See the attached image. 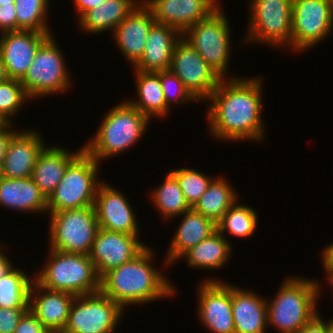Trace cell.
Instances as JSON below:
<instances>
[{
	"label": "cell",
	"mask_w": 333,
	"mask_h": 333,
	"mask_svg": "<svg viewBox=\"0 0 333 333\" xmlns=\"http://www.w3.org/2000/svg\"><path fill=\"white\" fill-rule=\"evenodd\" d=\"M14 333H50L40 320L28 309L18 322Z\"/></svg>",
	"instance_id": "f35d334b"
},
{
	"label": "cell",
	"mask_w": 333,
	"mask_h": 333,
	"mask_svg": "<svg viewBox=\"0 0 333 333\" xmlns=\"http://www.w3.org/2000/svg\"><path fill=\"white\" fill-rule=\"evenodd\" d=\"M28 308H1L0 333H14L18 322Z\"/></svg>",
	"instance_id": "74e56055"
},
{
	"label": "cell",
	"mask_w": 333,
	"mask_h": 333,
	"mask_svg": "<svg viewBox=\"0 0 333 333\" xmlns=\"http://www.w3.org/2000/svg\"><path fill=\"white\" fill-rule=\"evenodd\" d=\"M247 42L292 50V0H251ZM285 45V46H284Z\"/></svg>",
	"instance_id": "30bf717a"
},
{
	"label": "cell",
	"mask_w": 333,
	"mask_h": 333,
	"mask_svg": "<svg viewBox=\"0 0 333 333\" xmlns=\"http://www.w3.org/2000/svg\"><path fill=\"white\" fill-rule=\"evenodd\" d=\"M188 28L182 37L223 79L227 76L231 51V30L223 9ZM226 76V77H225Z\"/></svg>",
	"instance_id": "9c48e42d"
},
{
	"label": "cell",
	"mask_w": 333,
	"mask_h": 333,
	"mask_svg": "<svg viewBox=\"0 0 333 333\" xmlns=\"http://www.w3.org/2000/svg\"><path fill=\"white\" fill-rule=\"evenodd\" d=\"M49 248L89 255L99 229L94 205L49 214Z\"/></svg>",
	"instance_id": "52a82bcc"
},
{
	"label": "cell",
	"mask_w": 333,
	"mask_h": 333,
	"mask_svg": "<svg viewBox=\"0 0 333 333\" xmlns=\"http://www.w3.org/2000/svg\"><path fill=\"white\" fill-rule=\"evenodd\" d=\"M52 36L39 46L27 74L21 80L31 100L66 92L71 87V73L67 70L62 51Z\"/></svg>",
	"instance_id": "ba28073f"
},
{
	"label": "cell",
	"mask_w": 333,
	"mask_h": 333,
	"mask_svg": "<svg viewBox=\"0 0 333 333\" xmlns=\"http://www.w3.org/2000/svg\"><path fill=\"white\" fill-rule=\"evenodd\" d=\"M83 150L84 147L73 153L60 146H45L39 153L31 178L47 199L60 183L68 165Z\"/></svg>",
	"instance_id": "cb8c5ba5"
},
{
	"label": "cell",
	"mask_w": 333,
	"mask_h": 333,
	"mask_svg": "<svg viewBox=\"0 0 333 333\" xmlns=\"http://www.w3.org/2000/svg\"><path fill=\"white\" fill-rule=\"evenodd\" d=\"M182 34L170 25L154 23L146 40L141 58L133 65L134 70L158 72L170 70L173 49Z\"/></svg>",
	"instance_id": "7402d4cb"
},
{
	"label": "cell",
	"mask_w": 333,
	"mask_h": 333,
	"mask_svg": "<svg viewBox=\"0 0 333 333\" xmlns=\"http://www.w3.org/2000/svg\"><path fill=\"white\" fill-rule=\"evenodd\" d=\"M47 146L36 130L16 131L8 142L0 166L4 178L31 177L39 153Z\"/></svg>",
	"instance_id": "d6986e66"
},
{
	"label": "cell",
	"mask_w": 333,
	"mask_h": 333,
	"mask_svg": "<svg viewBox=\"0 0 333 333\" xmlns=\"http://www.w3.org/2000/svg\"><path fill=\"white\" fill-rule=\"evenodd\" d=\"M160 82L166 104L169 107H171L170 103L174 101L176 104L197 101L171 70L160 71Z\"/></svg>",
	"instance_id": "8d00e7d4"
},
{
	"label": "cell",
	"mask_w": 333,
	"mask_h": 333,
	"mask_svg": "<svg viewBox=\"0 0 333 333\" xmlns=\"http://www.w3.org/2000/svg\"><path fill=\"white\" fill-rule=\"evenodd\" d=\"M170 172L177 178L184 198L191 208L206 192L209 184L214 179L192 168L183 167Z\"/></svg>",
	"instance_id": "d590c367"
},
{
	"label": "cell",
	"mask_w": 333,
	"mask_h": 333,
	"mask_svg": "<svg viewBox=\"0 0 333 333\" xmlns=\"http://www.w3.org/2000/svg\"><path fill=\"white\" fill-rule=\"evenodd\" d=\"M15 0H0V5H10V3H14Z\"/></svg>",
	"instance_id": "c3c4849f"
},
{
	"label": "cell",
	"mask_w": 333,
	"mask_h": 333,
	"mask_svg": "<svg viewBox=\"0 0 333 333\" xmlns=\"http://www.w3.org/2000/svg\"><path fill=\"white\" fill-rule=\"evenodd\" d=\"M34 277L20 268H13L0 279V307L28 308L29 292Z\"/></svg>",
	"instance_id": "1f68e13d"
},
{
	"label": "cell",
	"mask_w": 333,
	"mask_h": 333,
	"mask_svg": "<svg viewBox=\"0 0 333 333\" xmlns=\"http://www.w3.org/2000/svg\"><path fill=\"white\" fill-rule=\"evenodd\" d=\"M17 31L51 33L46 21L49 0H15Z\"/></svg>",
	"instance_id": "836d02e7"
},
{
	"label": "cell",
	"mask_w": 333,
	"mask_h": 333,
	"mask_svg": "<svg viewBox=\"0 0 333 333\" xmlns=\"http://www.w3.org/2000/svg\"><path fill=\"white\" fill-rule=\"evenodd\" d=\"M328 321H327V333H333V318Z\"/></svg>",
	"instance_id": "7dc6e473"
},
{
	"label": "cell",
	"mask_w": 333,
	"mask_h": 333,
	"mask_svg": "<svg viewBox=\"0 0 333 333\" xmlns=\"http://www.w3.org/2000/svg\"><path fill=\"white\" fill-rule=\"evenodd\" d=\"M156 23L170 25L183 34L188 28L208 18L220 4L217 0H142Z\"/></svg>",
	"instance_id": "2e32d148"
},
{
	"label": "cell",
	"mask_w": 333,
	"mask_h": 333,
	"mask_svg": "<svg viewBox=\"0 0 333 333\" xmlns=\"http://www.w3.org/2000/svg\"><path fill=\"white\" fill-rule=\"evenodd\" d=\"M13 123H0V166L6 153L7 145L12 135L17 131L11 129Z\"/></svg>",
	"instance_id": "60d3db41"
},
{
	"label": "cell",
	"mask_w": 333,
	"mask_h": 333,
	"mask_svg": "<svg viewBox=\"0 0 333 333\" xmlns=\"http://www.w3.org/2000/svg\"><path fill=\"white\" fill-rule=\"evenodd\" d=\"M198 317L211 333H235L232 284L206 279L199 285Z\"/></svg>",
	"instance_id": "5bb4252c"
},
{
	"label": "cell",
	"mask_w": 333,
	"mask_h": 333,
	"mask_svg": "<svg viewBox=\"0 0 333 333\" xmlns=\"http://www.w3.org/2000/svg\"><path fill=\"white\" fill-rule=\"evenodd\" d=\"M140 2V0H105L79 18V27L90 34L102 31L104 33L108 30L113 32Z\"/></svg>",
	"instance_id": "4316f807"
},
{
	"label": "cell",
	"mask_w": 333,
	"mask_h": 333,
	"mask_svg": "<svg viewBox=\"0 0 333 333\" xmlns=\"http://www.w3.org/2000/svg\"><path fill=\"white\" fill-rule=\"evenodd\" d=\"M154 206L165 219L176 218L191 209L184 198L177 178L169 171L164 182L151 192Z\"/></svg>",
	"instance_id": "4dcf8cb0"
},
{
	"label": "cell",
	"mask_w": 333,
	"mask_h": 333,
	"mask_svg": "<svg viewBox=\"0 0 333 333\" xmlns=\"http://www.w3.org/2000/svg\"><path fill=\"white\" fill-rule=\"evenodd\" d=\"M124 311L101 291L75 296L62 333H114Z\"/></svg>",
	"instance_id": "8fae6325"
},
{
	"label": "cell",
	"mask_w": 333,
	"mask_h": 333,
	"mask_svg": "<svg viewBox=\"0 0 333 333\" xmlns=\"http://www.w3.org/2000/svg\"><path fill=\"white\" fill-rule=\"evenodd\" d=\"M139 235L98 229L89 253L96 272L101 278L109 270L132 260L147 245Z\"/></svg>",
	"instance_id": "9a60e30c"
},
{
	"label": "cell",
	"mask_w": 333,
	"mask_h": 333,
	"mask_svg": "<svg viewBox=\"0 0 333 333\" xmlns=\"http://www.w3.org/2000/svg\"><path fill=\"white\" fill-rule=\"evenodd\" d=\"M149 121L127 100L117 104L106 113L94 138L83 146L84 150L101 163V160L116 156L138 143Z\"/></svg>",
	"instance_id": "277c9868"
},
{
	"label": "cell",
	"mask_w": 333,
	"mask_h": 333,
	"mask_svg": "<svg viewBox=\"0 0 333 333\" xmlns=\"http://www.w3.org/2000/svg\"><path fill=\"white\" fill-rule=\"evenodd\" d=\"M331 30L333 15L327 0H292L293 51L301 52L314 47Z\"/></svg>",
	"instance_id": "4fadbf2b"
},
{
	"label": "cell",
	"mask_w": 333,
	"mask_h": 333,
	"mask_svg": "<svg viewBox=\"0 0 333 333\" xmlns=\"http://www.w3.org/2000/svg\"><path fill=\"white\" fill-rule=\"evenodd\" d=\"M30 99L20 80L8 79L0 83V122L12 123L11 118ZM11 117V118H10ZM10 118V119H9Z\"/></svg>",
	"instance_id": "e575fe53"
},
{
	"label": "cell",
	"mask_w": 333,
	"mask_h": 333,
	"mask_svg": "<svg viewBox=\"0 0 333 333\" xmlns=\"http://www.w3.org/2000/svg\"><path fill=\"white\" fill-rule=\"evenodd\" d=\"M9 79L7 72H6V68L4 66V62L2 60V56L0 53V83L5 82Z\"/></svg>",
	"instance_id": "bcb514c9"
},
{
	"label": "cell",
	"mask_w": 333,
	"mask_h": 333,
	"mask_svg": "<svg viewBox=\"0 0 333 333\" xmlns=\"http://www.w3.org/2000/svg\"><path fill=\"white\" fill-rule=\"evenodd\" d=\"M170 70L197 101H206L223 79L183 37L174 46Z\"/></svg>",
	"instance_id": "7c38bea8"
},
{
	"label": "cell",
	"mask_w": 333,
	"mask_h": 333,
	"mask_svg": "<svg viewBox=\"0 0 333 333\" xmlns=\"http://www.w3.org/2000/svg\"><path fill=\"white\" fill-rule=\"evenodd\" d=\"M74 298V295L67 292L46 289L33 280L28 309L50 333H62Z\"/></svg>",
	"instance_id": "ffe728a7"
},
{
	"label": "cell",
	"mask_w": 333,
	"mask_h": 333,
	"mask_svg": "<svg viewBox=\"0 0 333 333\" xmlns=\"http://www.w3.org/2000/svg\"><path fill=\"white\" fill-rule=\"evenodd\" d=\"M136 91L139 99L128 101L150 120L153 117H164L170 107L166 104L161 82L160 71L143 72L135 70Z\"/></svg>",
	"instance_id": "83f0119b"
},
{
	"label": "cell",
	"mask_w": 333,
	"mask_h": 333,
	"mask_svg": "<svg viewBox=\"0 0 333 333\" xmlns=\"http://www.w3.org/2000/svg\"><path fill=\"white\" fill-rule=\"evenodd\" d=\"M126 196L111 185L101 182L95 198V211L100 229L139 235L136 215Z\"/></svg>",
	"instance_id": "ac0fdd59"
},
{
	"label": "cell",
	"mask_w": 333,
	"mask_h": 333,
	"mask_svg": "<svg viewBox=\"0 0 333 333\" xmlns=\"http://www.w3.org/2000/svg\"><path fill=\"white\" fill-rule=\"evenodd\" d=\"M270 304L267 300V325L279 333H298L318 313L320 285L316 280L288 277Z\"/></svg>",
	"instance_id": "3957f363"
},
{
	"label": "cell",
	"mask_w": 333,
	"mask_h": 333,
	"mask_svg": "<svg viewBox=\"0 0 333 333\" xmlns=\"http://www.w3.org/2000/svg\"><path fill=\"white\" fill-rule=\"evenodd\" d=\"M218 230L186 251L181 257L186 258L192 268L215 270L220 269L230 260L232 246Z\"/></svg>",
	"instance_id": "f1b7e54d"
},
{
	"label": "cell",
	"mask_w": 333,
	"mask_h": 333,
	"mask_svg": "<svg viewBox=\"0 0 333 333\" xmlns=\"http://www.w3.org/2000/svg\"><path fill=\"white\" fill-rule=\"evenodd\" d=\"M228 183L223 176L215 177L192 209L217 224L231 206L238 201L236 190Z\"/></svg>",
	"instance_id": "f546056e"
},
{
	"label": "cell",
	"mask_w": 333,
	"mask_h": 333,
	"mask_svg": "<svg viewBox=\"0 0 333 333\" xmlns=\"http://www.w3.org/2000/svg\"><path fill=\"white\" fill-rule=\"evenodd\" d=\"M327 1H328L329 8L331 10V13L333 15V0H327Z\"/></svg>",
	"instance_id": "681fc988"
},
{
	"label": "cell",
	"mask_w": 333,
	"mask_h": 333,
	"mask_svg": "<svg viewBox=\"0 0 333 333\" xmlns=\"http://www.w3.org/2000/svg\"><path fill=\"white\" fill-rule=\"evenodd\" d=\"M1 245V243H0ZM0 246V279L4 277L8 272H10L14 267L12 265V261H10L6 254L2 252L3 247Z\"/></svg>",
	"instance_id": "f6af8a7d"
},
{
	"label": "cell",
	"mask_w": 333,
	"mask_h": 333,
	"mask_svg": "<svg viewBox=\"0 0 333 333\" xmlns=\"http://www.w3.org/2000/svg\"><path fill=\"white\" fill-rule=\"evenodd\" d=\"M236 201L231 208L222 216L216 224L217 230L225 236V232L230 235L247 238L256 231L259 223L257 213L251 206L241 205Z\"/></svg>",
	"instance_id": "d6a6232c"
},
{
	"label": "cell",
	"mask_w": 333,
	"mask_h": 333,
	"mask_svg": "<svg viewBox=\"0 0 333 333\" xmlns=\"http://www.w3.org/2000/svg\"><path fill=\"white\" fill-rule=\"evenodd\" d=\"M155 23L151 10L142 2L120 22L113 38L123 56L134 65L142 56L146 40Z\"/></svg>",
	"instance_id": "44dd1931"
},
{
	"label": "cell",
	"mask_w": 333,
	"mask_h": 333,
	"mask_svg": "<svg viewBox=\"0 0 333 333\" xmlns=\"http://www.w3.org/2000/svg\"><path fill=\"white\" fill-rule=\"evenodd\" d=\"M153 256L151 247L146 246L132 260L109 270L100 278V291L123 309L172 297L176 290L168 278L151 265Z\"/></svg>",
	"instance_id": "7a4b0ae2"
},
{
	"label": "cell",
	"mask_w": 333,
	"mask_h": 333,
	"mask_svg": "<svg viewBox=\"0 0 333 333\" xmlns=\"http://www.w3.org/2000/svg\"><path fill=\"white\" fill-rule=\"evenodd\" d=\"M262 81L236 76L220 81L207 99L212 101L206 111L211 136L225 141H262Z\"/></svg>",
	"instance_id": "6da1fadb"
},
{
	"label": "cell",
	"mask_w": 333,
	"mask_h": 333,
	"mask_svg": "<svg viewBox=\"0 0 333 333\" xmlns=\"http://www.w3.org/2000/svg\"><path fill=\"white\" fill-rule=\"evenodd\" d=\"M23 212L47 213V198L31 177L0 176V206Z\"/></svg>",
	"instance_id": "d4e9b609"
},
{
	"label": "cell",
	"mask_w": 333,
	"mask_h": 333,
	"mask_svg": "<svg viewBox=\"0 0 333 333\" xmlns=\"http://www.w3.org/2000/svg\"><path fill=\"white\" fill-rule=\"evenodd\" d=\"M105 0H73L80 18L86 11L102 4Z\"/></svg>",
	"instance_id": "ee69618b"
},
{
	"label": "cell",
	"mask_w": 333,
	"mask_h": 333,
	"mask_svg": "<svg viewBox=\"0 0 333 333\" xmlns=\"http://www.w3.org/2000/svg\"><path fill=\"white\" fill-rule=\"evenodd\" d=\"M17 31L15 4L0 5V33Z\"/></svg>",
	"instance_id": "ab89813d"
},
{
	"label": "cell",
	"mask_w": 333,
	"mask_h": 333,
	"mask_svg": "<svg viewBox=\"0 0 333 333\" xmlns=\"http://www.w3.org/2000/svg\"><path fill=\"white\" fill-rule=\"evenodd\" d=\"M322 263H323V267L326 271V274L328 276H326L328 279V282L330 284V286L333 285V243L329 244V246L326 247V249H324V251H322Z\"/></svg>",
	"instance_id": "b9f144b4"
},
{
	"label": "cell",
	"mask_w": 333,
	"mask_h": 333,
	"mask_svg": "<svg viewBox=\"0 0 333 333\" xmlns=\"http://www.w3.org/2000/svg\"><path fill=\"white\" fill-rule=\"evenodd\" d=\"M232 312L235 333H265L267 300L247 289L232 285Z\"/></svg>",
	"instance_id": "603a6c76"
},
{
	"label": "cell",
	"mask_w": 333,
	"mask_h": 333,
	"mask_svg": "<svg viewBox=\"0 0 333 333\" xmlns=\"http://www.w3.org/2000/svg\"><path fill=\"white\" fill-rule=\"evenodd\" d=\"M52 33L31 30L5 32L0 38V53L9 79L22 80L39 46Z\"/></svg>",
	"instance_id": "e0dca14e"
},
{
	"label": "cell",
	"mask_w": 333,
	"mask_h": 333,
	"mask_svg": "<svg viewBox=\"0 0 333 333\" xmlns=\"http://www.w3.org/2000/svg\"><path fill=\"white\" fill-rule=\"evenodd\" d=\"M298 333H327V321H323L322 316L317 314Z\"/></svg>",
	"instance_id": "7bdbcfd3"
},
{
	"label": "cell",
	"mask_w": 333,
	"mask_h": 333,
	"mask_svg": "<svg viewBox=\"0 0 333 333\" xmlns=\"http://www.w3.org/2000/svg\"><path fill=\"white\" fill-rule=\"evenodd\" d=\"M99 164L83 150L67 167L63 178L47 199V212L94 205L99 181Z\"/></svg>",
	"instance_id": "8992f818"
},
{
	"label": "cell",
	"mask_w": 333,
	"mask_h": 333,
	"mask_svg": "<svg viewBox=\"0 0 333 333\" xmlns=\"http://www.w3.org/2000/svg\"><path fill=\"white\" fill-rule=\"evenodd\" d=\"M183 220L178 226L167 253L165 264H170L174 261L180 260L181 256L196 246L199 242L209 237L217 230L216 224L203 216L202 214L194 211L192 208L183 214Z\"/></svg>",
	"instance_id": "484cf974"
},
{
	"label": "cell",
	"mask_w": 333,
	"mask_h": 333,
	"mask_svg": "<svg viewBox=\"0 0 333 333\" xmlns=\"http://www.w3.org/2000/svg\"><path fill=\"white\" fill-rule=\"evenodd\" d=\"M49 250V259L34 276L40 286L74 296L100 291V277L89 255Z\"/></svg>",
	"instance_id": "5b68a950"
}]
</instances>
